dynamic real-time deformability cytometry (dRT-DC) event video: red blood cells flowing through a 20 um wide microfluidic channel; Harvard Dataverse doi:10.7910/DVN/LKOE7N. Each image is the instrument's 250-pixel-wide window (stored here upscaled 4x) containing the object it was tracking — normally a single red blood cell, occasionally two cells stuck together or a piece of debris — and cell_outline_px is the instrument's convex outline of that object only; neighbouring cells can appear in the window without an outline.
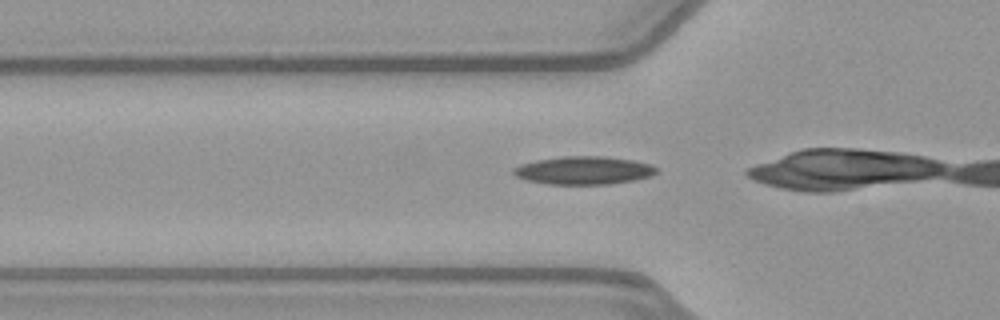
{"species": "common noctule bat (a hibernating species)", "species_latin": "Nyctalus noctula", "temperature_condition": "warm", "stored_images_in_passage": 14, "camera_frame_rate_fps": 3000, "um_per_image_px": 0.085, "animal": {"sex": "female", "body_mass_g": 21.9}, "frame": {"image": 1, "passage_image": 12, "time_ms": 3.667, "image_size_px": [1000, 320], "cell_outline_px": [[660, 172], [652, 176], [636, 180], [608, 184], [548, 184], [528, 180], [516, 176], [512, 172], [512, 168], [520, 164], [536, 160], [560, 156], [604, 156], [632, 160], [652, 164], [660, 168]], "centroid_in_image_um": [49.68, 14.48], "position_along_channel_um": 76.1, "area_um2": 23.7}}